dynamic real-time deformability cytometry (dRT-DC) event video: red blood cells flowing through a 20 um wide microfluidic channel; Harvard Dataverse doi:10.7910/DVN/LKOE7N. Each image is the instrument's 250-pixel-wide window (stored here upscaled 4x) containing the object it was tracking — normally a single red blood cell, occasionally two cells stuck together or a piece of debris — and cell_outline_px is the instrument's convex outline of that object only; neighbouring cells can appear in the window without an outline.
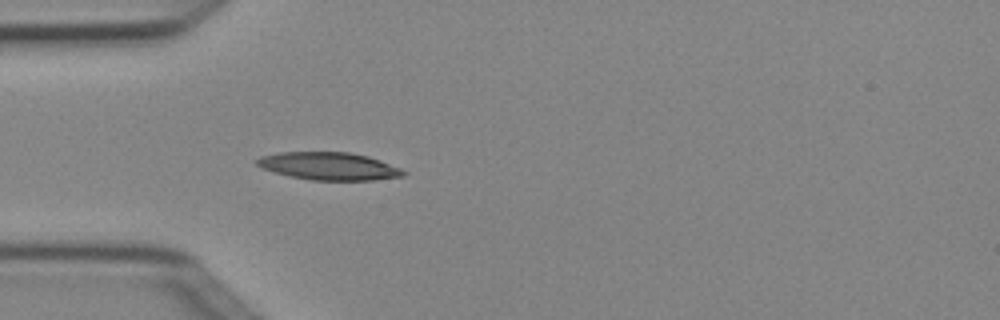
{"species": "Egyptian fruit bat (a non-hibernating species)", "species_latin": "Rousettus aegyptiacus", "temperature_condition": "cold", "stored_images_in_passage": 4, "camera_frame_rate_fps": 3000, "um_per_image_px": 0.085, "animal": {"sex": "female"}, "frame": {"image": 1, "passage_image": 4, "time_ms": 1.0, "image_size_px": [1000, 320], "cell_outline_px": [[408, 172], [404, 176], [372, 180], [312, 180], [288, 176], [264, 168], [256, 164], [256, 160], [260, 156], [280, 152], [348, 152], [368, 156], [380, 160], [400, 168]], "centroid_in_image_um": [27.98, 14.12], "position_along_channel_um": 57.0, "area_um2": 23.52}}